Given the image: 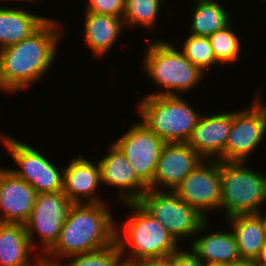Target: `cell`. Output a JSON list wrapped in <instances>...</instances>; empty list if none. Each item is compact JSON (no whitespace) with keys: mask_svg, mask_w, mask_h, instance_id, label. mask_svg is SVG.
I'll return each mask as SVG.
<instances>
[{"mask_svg":"<svg viewBox=\"0 0 266 266\" xmlns=\"http://www.w3.org/2000/svg\"><path fill=\"white\" fill-rule=\"evenodd\" d=\"M190 1V0H189ZM193 0H191V3H192ZM198 1H203V0H194V2H198Z\"/></svg>","mask_w":266,"mask_h":266,"instance_id":"cell-39","label":"cell"},{"mask_svg":"<svg viewBox=\"0 0 266 266\" xmlns=\"http://www.w3.org/2000/svg\"><path fill=\"white\" fill-rule=\"evenodd\" d=\"M260 220H261V225H262V228H263V231H264V235H265V238H266V212H265V215L262 214V212L260 211L259 213L256 214Z\"/></svg>","mask_w":266,"mask_h":266,"instance_id":"cell-36","label":"cell"},{"mask_svg":"<svg viewBox=\"0 0 266 266\" xmlns=\"http://www.w3.org/2000/svg\"><path fill=\"white\" fill-rule=\"evenodd\" d=\"M48 19L19 6H0V50L26 39Z\"/></svg>","mask_w":266,"mask_h":266,"instance_id":"cell-20","label":"cell"},{"mask_svg":"<svg viewBox=\"0 0 266 266\" xmlns=\"http://www.w3.org/2000/svg\"><path fill=\"white\" fill-rule=\"evenodd\" d=\"M137 202L150 215L160 221L180 244H182V240L187 238V241L193 240L195 234L208 220L197 209L180 199L173 191L148 189Z\"/></svg>","mask_w":266,"mask_h":266,"instance_id":"cell-7","label":"cell"},{"mask_svg":"<svg viewBox=\"0 0 266 266\" xmlns=\"http://www.w3.org/2000/svg\"><path fill=\"white\" fill-rule=\"evenodd\" d=\"M173 192L188 205L197 209L205 218L210 219L207 212L220 210V161L204 159Z\"/></svg>","mask_w":266,"mask_h":266,"instance_id":"cell-12","label":"cell"},{"mask_svg":"<svg viewBox=\"0 0 266 266\" xmlns=\"http://www.w3.org/2000/svg\"><path fill=\"white\" fill-rule=\"evenodd\" d=\"M86 12L115 16L123 19L125 0H86ZM89 1V2H88Z\"/></svg>","mask_w":266,"mask_h":266,"instance_id":"cell-28","label":"cell"},{"mask_svg":"<svg viewBox=\"0 0 266 266\" xmlns=\"http://www.w3.org/2000/svg\"><path fill=\"white\" fill-rule=\"evenodd\" d=\"M72 205L63 191L37 194L33 210L24 225L33 249L38 250L41 246L39 255L47 253L58 240ZM35 238L39 239L38 244Z\"/></svg>","mask_w":266,"mask_h":266,"instance_id":"cell-9","label":"cell"},{"mask_svg":"<svg viewBox=\"0 0 266 266\" xmlns=\"http://www.w3.org/2000/svg\"><path fill=\"white\" fill-rule=\"evenodd\" d=\"M201 266H225V265L216 262H202Z\"/></svg>","mask_w":266,"mask_h":266,"instance_id":"cell-37","label":"cell"},{"mask_svg":"<svg viewBox=\"0 0 266 266\" xmlns=\"http://www.w3.org/2000/svg\"><path fill=\"white\" fill-rule=\"evenodd\" d=\"M108 203L73 204L58 240L47 252L64 259L106 248L116 242V224Z\"/></svg>","mask_w":266,"mask_h":266,"instance_id":"cell-2","label":"cell"},{"mask_svg":"<svg viewBox=\"0 0 266 266\" xmlns=\"http://www.w3.org/2000/svg\"><path fill=\"white\" fill-rule=\"evenodd\" d=\"M233 23L209 36L214 56L220 65L240 61L241 40L232 28Z\"/></svg>","mask_w":266,"mask_h":266,"instance_id":"cell-25","label":"cell"},{"mask_svg":"<svg viewBox=\"0 0 266 266\" xmlns=\"http://www.w3.org/2000/svg\"><path fill=\"white\" fill-rule=\"evenodd\" d=\"M140 120L165 143H187L202 115L179 95L143 96Z\"/></svg>","mask_w":266,"mask_h":266,"instance_id":"cell-5","label":"cell"},{"mask_svg":"<svg viewBox=\"0 0 266 266\" xmlns=\"http://www.w3.org/2000/svg\"><path fill=\"white\" fill-rule=\"evenodd\" d=\"M11 137L7 134L1 133L0 134V141L1 144L4 145L5 149H8ZM6 169V167H0V175Z\"/></svg>","mask_w":266,"mask_h":266,"instance_id":"cell-34","label":"cell"},{"mask_svg":"<svg viewBox=\"0 0 266 266\" xmlns=\"http://www.w3.org/2000/svg\"><path fill=\"white\" fill-rule=\"evenodd\" d=\"M232 126V111L200 116L187 142L203 159L225 161V146Z\"/></svg>","mask_w":266,"mask_h":266,"instance_id":"cell-14","label":"cell"},{"mask_svg":"<svg viewBox=\"0 0 266 266\" xmlns=\"http://www.w3.org/2000/svg\"><path fill=\"white\" fill-rule=\"evenodd\" d=\"M210 222L208 219L195 234L190 246L192 251L202 262H216L227 265L241 260L238 244L232 231L225 232L220 229L204 234L205 230L208 231Z\"/></svg>","mask_w":266,"mask_h":266,"instance_id":"cell-18","label":"cell"},{"mask_svg":"<svg viewBox=\"0 0 266 266\" xmlns=\"http://www.w3.org/2000/svg\"><path fill=\"white\" fill-rule=\"evenodd\" d=\"M138 266H174L173 265V254L164 256V257L139 259Z\"/></svg>","mask_w":266,"mask_h":266,"instance_id":"cell-30","label":"cell"},{"mask_svg":"<svg viewBox=\"0 0 266 266\" xmlns=\"http://www.w3.org/2000/svg\"><path fill=\"white\" fill-rule=\"evenodd\" d=\"M113 143L124 154L137 178L149 189L165 142L140 120Z\"/></svg>","mask_w":266,"mask_h":266,"instance_id":"cell-11","label":"cell"},{"mask_svg":"<svg viewBox=\"0 0 266 266\" xmlns=\"http://www.w3.org/2000/svg\"><path fill=\"white\" fill-rule=\"evenodd\" d=\"M42 255L36 256L33 259L34 263L33 266H69L68 262H62V258H55L50 255H47V253H41ZM48 256V257H47ZM37 259V260H36ZM64 263V264H63Z\"/></svg>","mask_w":266,"mask_h":266,"instance_id":"cell-31","label":"cell"},{"mask_svg":"<svg viewBox=\"0 0 266 266\" xmlns=\"http://www.w3.org/2000/svg\"><path fill=\"white\" fill-rule=\"evenodd\" d=\"M179 48L165 38L151 40L145 47L142 70L153 80L154 86L156 84L161 89L148 94L149 96H184L185 93L192 92L199 83H203L206 73L188 60Z\"/></svg>","mask_w":266,"mask_h":266,"instance_id":"cell-3","label":"cell"},{"mask_svg":"<svg viewBox=\"0 0 266 266\" xmlns=\"http://www.w3.org/2000/svg\"><path fill=\"white\" fill-rule=\"evenodd\" d=\"M245 163L220 161V212H224L225 218L257 214L266 202L265 174L248 168Z\"/></svg>","mask_w":266,"mask_h":266,"instance_id":"cell-6","label":"cell"},{"mask_svg":"<svg viewBox=\"0 0 266 266\" xmlns=\"http://www.w3.org/2000/svg\"><path fill=\"white\" fill-rule=\"evenodd\" d=\"M36 196L26 181L6 168L0 175V222L25 224Z\"/></svg>","mask_w":266,"mask_h":266,"instance_id":"cell-17","label":"cell"},{"mask_svg":"<svg viewBox=\"0 0 266 266\" xmlns=\"http://www.w3.org/2000/svg\"><path fill=\"white\" fill-rule=\"evenodd\" d=\"M121 255L117 242L90 253L68 257L69 266H113L114 261Z\"/></svg>","mask_w":266,"mask_h":266,"instance_id":"cell-27","label":"cell"},{"mask_svg":"<svg viewBox=\"0 0 266 266\" xmlns=\"http://www.w3.org/2000/svg\"><path fill=\"white\" fill-rule=\"evenodd\" d=\"M70 161L64 166L63 193L73 204L105 203L106 200L95 193L102 185L99 162L95 164L81 153Z\"/></svg>","mask_w":266,"mask_h":266,"instance_id":"cell-16","label":"cell"},{"mask_svg":"<svg viewBox=\"0 0 266 266\" xmlns=\"http://www.w3.org/2000/svg\"><path fill=\"white\" fill-rule=\"evenodd\" d=\"M182 44L180 51L204 73L211 71L213 66L220 65L214 56L209 37L189 34Z\"/></svg>","mask_w":266,"mask_h":266,"instance_id":"cell-26","label":"cell"},{"mask_svg":"<svg viewBox=\"0 0 266 266\" xmlns=\"http://www.w3.org/2000/svg\"><path fill=\"white\" fill-rule=\"evenodd\" d=\"M32 252L24 224L0 222V266H33Z\"/></svg>","mask_w":266,"mask_h":266,"instance_id":"cell-21","label":"cell"},{"mask_svg":"<svg viewBox=\"0 0 266 266\" xmlns=\"http://www.w3.org/2000/svg\"><path fill=\"white\" fill-rule=\"evenodd\" d=\"M225 266H255V262L252 260L241 259L239 261L227 264Z\"/></svg>","mask_w":266,"mask_h":266,"instance_id":"cell-35","label":"cell"},{"mask_svg":"<svg viewBox=\"0 0 266 266\" xmlns=\"http://www.w3.org/2000/svg\"><path fill=\"white\" fill-rule=\"evenodd\" d=\"M7 151L19 167L9 170L26 181L37 194L63 191L64 166L56 167L36 147L14 137H11Z\"/></svg>","mask_w":266,"mask_h":266,"instance_id":"cell-10","label":"cell"},{"mask_svg":"<svg viewBox=\"0 0 266 266\" xmlns=\"http://www.w3.org/2000/svg\"><path fill=\"white\" fill-rule=\"evenodd\" d=\"M179 248L173 253L174 266H201V259L192 251Z\"/></svg>","mask_w":266,"mask_h":266,"instance_id":"cell-29","label":"cell"},{"mask_svg":"<svg viewBox=\"0 0 266 266\" xmlns=\"http://www.w3.org/2000/svg\"><path fill=\"white\" fill-rule=\"evenodd\" d=\"M107 154L98 160L101 168V183L118 188L121 203L137 202L148 188L137 178L126 157L112 142Z\"/></svg>","mask_w":266,"mask_h":266,"instance_id":"cell-15","label":"cell"},{"mask_svg":"<svg viewBox=\"0 0 266 266\" xmlns=\"http://www.w3.org/2000/svg\"><path fill=\"white\" fill-rule=\"evenodd\" d=\"M256 265L266 266V241L263 247L261 248V252L257 259L254 261Z\"/></svg>","mask_w":266,"mask_h":266,"instance_id":"cell-33","label":"cell"},{"mask_svg":"<svg viewBox=\"0 0 266 266\" xmlns=\"http://www.w3.org/2000/svg\"><path fill=\"white\" fill-rule=\"evenodd\" d=\"M203 160L188 143H165L149 189L174 191Z\"/></svg>","mask_w":266,"mask_h":266,"instance_id":"cell-13","label":"cell"},{"mask_svg":"<svg viewBox=\"0 0 266 266\" xmlns=\"http://www.w3.org/2000/svg\"><path fill=\"white\" fill-rule=\"evenodd\" d=\"M196 4V5H195ZM223 5V6H222ZM217 0L194 2L190 35L209 37L232 23L230 13Z\"/></svg>","mask_w":266,"mask_h":266,"instance_id":"cell-23","label":"cell"},{"mask_svg":"<svg viewBox=\"0 0 266 266\" xmlns=\"http://www.w3.org/2000/svg\"><path fill=\"white\" fill-rule=\"evenodd\" d=\"M3 1H4V0H3ZM6 1H16V2H17V1H18V2H21V1H22V2H27V1H28V2H30V4H31V2H33V3H34V2H37V1L39 2V0H5V2H6ZM0 2H2V0H0Z\"/></svg>","mask_w":266,"mask_h":266,"instance_id":"cell-38","label":"cell"},{"mask_svg":"<svg viewBox=\"0 0 266 266\" xmlns=\"http://www.w3.org/2000/svg\"><path fill=\"white\" fill-rule=\"evenodd\" d=\"M59 22L49 18L26 39L0 50L2 92L19 93L46 76L59 53L58 45L64 34Z\"/></svg>","mask_w":266,"mask_h":266,"instance_id":"cell-1","label":"cell"},{"mask_svg":"<svg viewBox=\"0 0 266 266\" xmlns=\"http://www.w3.org/2000/svg\"><path fill=\"white\" fill-rule=\"evenodd\" d=\"M233 232L241 259L255 261L265 244L266 238L261 220L256 214L235 215L227 218Z\"/></svg>","mask_w":266,"mask_h":266,"instance_id":"cell-22","label":"cell"},{"mask_svg":"<svg viewBox=\"0 0 266 266\" xmlns=\"http://www.w3.org/2000/svg\"><path fill=\"white\" fill-rule=\"evenodd\" d=\"M131 210L122 225L116 226V242L121 254L139 260L172 255L180 248L170 232L138 202L122 203ZM128 256L124 255L127 254Z\"/></svg>","mask_w":266,"mask_h":266,"instance_id":"cell-4","label":"cell"},{"mask_svg":"<svg viewBox=\"0 0 266 266\" xmlns=\"http://www.w3.org/2000/svg\"><path fill=\"white\" fill-rule=\"evenodd\" d=\"M85 22L82 35L90 52L99 58L104 57L123 33L125 27L122 18L84 12ZM113 46V47H112Z\"/></svg>","mask_w":266,"mask_h":266,"instance_id":"cell-19","label":"cell"},{"mask_svg":"<svg viewBox=\"0 0 266 266\" xmlns=\"http://www.w3.org/2000/svg\"><path fill=\"white\" fill-rule=\"evenodd\" d=\"M163 0H125L124 25L131 27L143 26L146 30L157 26L158 14ZM160 10V11H159Z\"/></svg>","mask_w":266,"mask_h":266,"instance_id":"cell-24","label":"cell"},{"mask_svg":"<svg viewBox=\"0 0 266 266\" xmlns=\"http://www.w3.org/2000/svg\"><path fill=\"white\" fill-rule=\"evenodd\" d=\"M124 256L121 254L113 263V266H138V260L133 258H123ZM123 258V259H122Z\"/></svg>","mask_w":266,"mask_h":266,"instance_id":"cell-32","label":"cell"},{"mask_svg":"<svg viewBox=\"0 0 266 266\" xmlns=\"http://www.w3.org/2000/svg\"><path fill=\"white\" fill-rule=\"evenodd\" d=\"M257 92L250 107L233 111L232 126L225 146V162H247L266 134V103Z\"/></svg>","mask_w":266,"mask_h":266,"instance_id":"cell-8","label":"cell"}]
</instances>
